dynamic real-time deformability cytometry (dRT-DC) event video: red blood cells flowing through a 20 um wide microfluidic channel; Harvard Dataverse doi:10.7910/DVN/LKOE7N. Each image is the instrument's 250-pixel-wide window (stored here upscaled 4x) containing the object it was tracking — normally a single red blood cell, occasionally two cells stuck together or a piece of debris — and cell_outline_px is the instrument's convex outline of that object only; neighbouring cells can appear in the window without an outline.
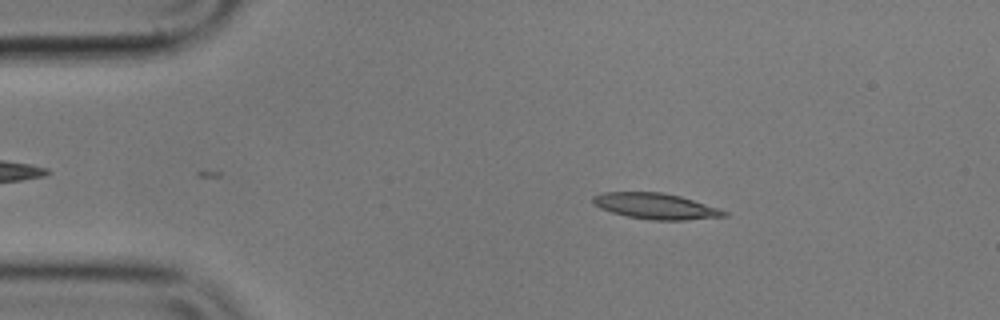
{"species": "common noctule bat (a hibernating species)", "species_latin": "Nyctalus noctula", "temperature_condition": "cold", "stored_images_in_passage": 54, "camera_frame_rate_fps": 3000, "um_per_image_px": 0.085, "animal": {"sex": "male", "body_mass_g": 17.9}, "frame": {"image": 1, "passage_image": 8, "time_ms": 2.333, "image_size_px": [1000, 320], "cell_outline_px": [[728, 216], [684, 220], [652, 220], [628, 216], [612, 212], [600, 208], [592, 204], [592, 196], [604, 192], [660, 192], [680, 196], [720, 208], [728, 212]], "centroid_in_image_um": [55.74, 17.52], "position_along_channel_um": 29.3, "area_um2": 19.77}}
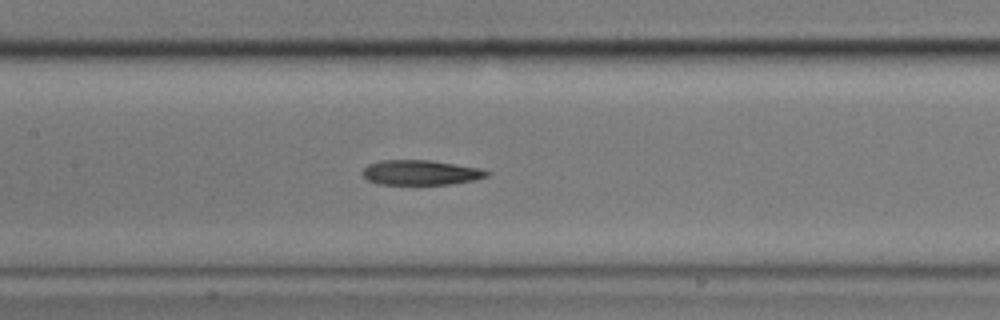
{"frame": {"image": 2, "passage_image": 24, "time_ms": 7.667, "image_size_px": [1000, 320], "cell_outline_px": [[492, 172], [488, 176], [476, 180], [448, 184], [376, 184], [368, 180], [360, 172], [368, 164], [380, 160], [432, 160], [480, 168]], "centroid_in_image_um": [35.76, 14.66], "position_along_channel_um": 171.6, "area_um2": 18.21}}
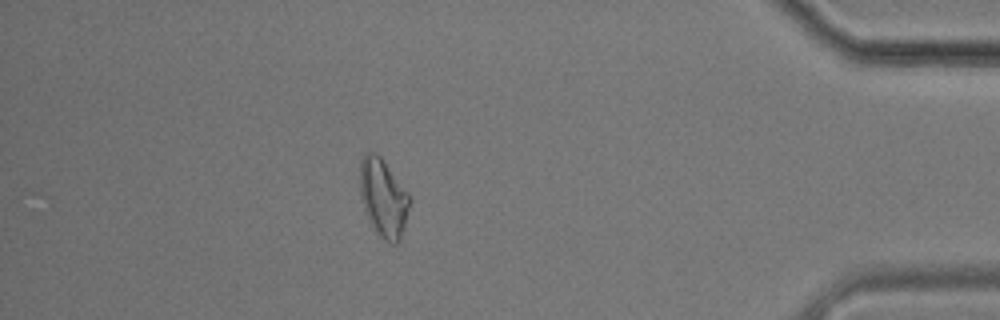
{"frame": {"image": 3, "passage_image": 47, "time_ms": 15.333, "image_size_px": [1000, 320], "cell_outline_px": [[412, 200], [404, 228], [400, 240], [396, 244], [392, 244], [384, 240], [376, 232], [368, 220], [360, 196], [360, 160], [364, 152], [376, 152], [380, 156], [412, 196]], "centroid_in_image_um": [32.6, 16.81], "position_along_channel_um": 402.6, "area_um2": 23.06}, "authors_computed_cell_mechanics": {"area_um2": 19.4208, "velocity_mm_per_s": 3.5874, "shape_relaxation_time_tau1_ms": null, "shape_relaxation_time_tau2_ms": 7.9654, "deformation_change_tau1": null, "deformation_change_tau2": 0.2021}}